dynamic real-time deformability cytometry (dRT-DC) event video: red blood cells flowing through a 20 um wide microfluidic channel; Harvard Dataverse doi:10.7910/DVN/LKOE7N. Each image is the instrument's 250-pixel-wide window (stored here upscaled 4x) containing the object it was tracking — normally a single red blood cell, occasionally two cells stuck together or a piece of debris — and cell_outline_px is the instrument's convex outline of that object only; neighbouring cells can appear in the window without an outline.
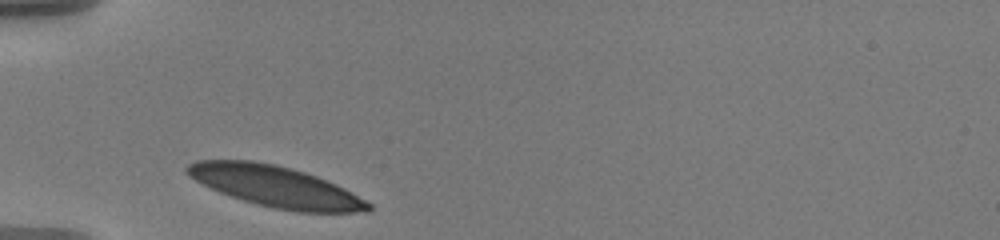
{"species": "human", "species_latin": "Homo sapiens", "temperature_condition": "warm", "stored_images_in_passage": 7, "camera_frame_rate_fps": 3000, "um_per_image_px": 0.085, "donor": {"sex": "male"}, "frame": {"image": 1, "passage_image": 1, "time_ms": 0.0, "image_size_px": [1000, 240], "cell_outline_px": [[372, 208], [368, 212], [296, 212], [272, 208], [256, 204], [220, 192], [188, 176], [184, 172], [184, 168], [188, 164], [196, 160], [252, 160], [276, 164], [304, 172], [316, 176], [336, 184], [344, 188], [372, 204]], "centroid_in_image_um": [23.42, 15.85], "position_along_channel_um": 61.6, "area_um2": 43.18}}
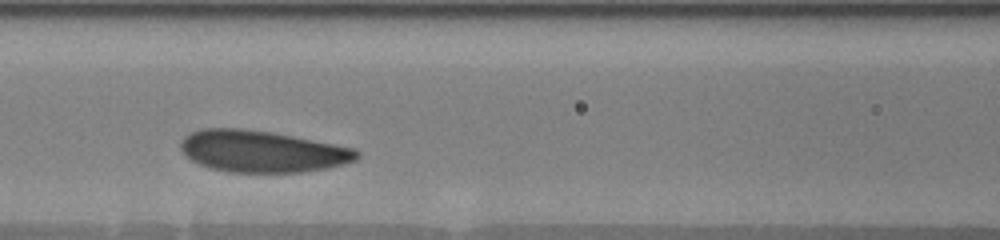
{"frame": {"image": 2, "passage_image": 5, "time_ms": 2.667, "image_size_px": [1000, 240], "cell_outline_px": [[360, 156], [356, 160], [344, 164], [328, 168], [308, 172], [228, 172], [208, 168], [184, 156], [180, 148], [180, 140], [188, 132], [200, 128], [244, 128], [272, 132], [356, 148], [360, 152]], "centroid_in_image_um": [22.25, 12.86], "position_along_channel_um": 144.3, "area_um2": 43.41}}
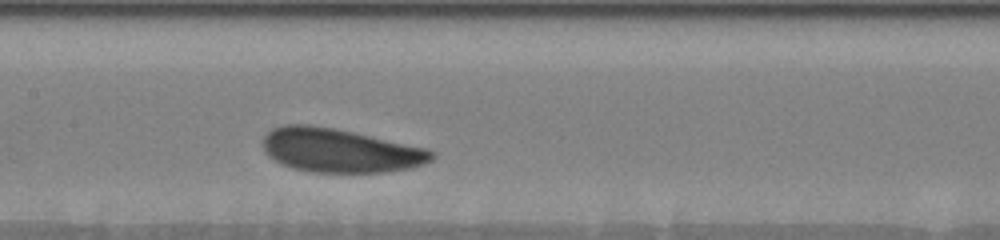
{"frame": {"image": 3, "passage_image": 7, "time_ms": 3.667, "image_size_px": [1000, 240], "cell_outline_px": [[436, 156], [432, 160], [424, 164], [412, 168], [388, 172], [312, 172], [292, 168], [280, 164], [272, 160], [264, 152], [264, 136], [272, 128], [284, 124], [312, 124], [336, 128], [428, 148], [436, 152]], "centroid_in_image_um": [28.91, 12.78], "position_along_channel_um": 178.5, "area_um2": 43.7}}